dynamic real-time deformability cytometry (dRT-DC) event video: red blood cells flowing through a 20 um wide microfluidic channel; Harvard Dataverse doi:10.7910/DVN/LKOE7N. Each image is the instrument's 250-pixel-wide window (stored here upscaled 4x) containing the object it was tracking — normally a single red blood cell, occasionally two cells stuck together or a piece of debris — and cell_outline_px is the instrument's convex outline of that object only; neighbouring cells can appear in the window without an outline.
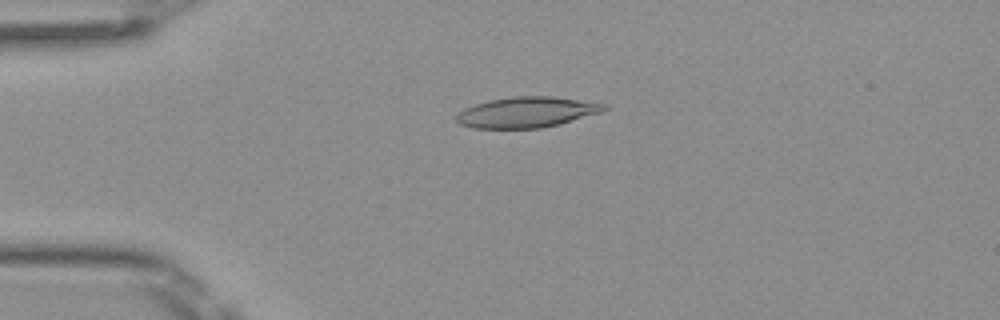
{"species": "Egyptian fruit bat (a non-hibernating species)", "species_latin": "Rousettus aegyptiacus", "temperature_condition": "room temperature", "stored_images_in_passage": 50, "camera_frame_rate_fps": 3000, "um_per_image_px": 0.085, "frame": {"image": 1, "passage_image": 12, "time_ms": 3.667, "image_size_px": [1000, 320], "cell_outline_px": [[608, 108], [600, 112], [560, 124], [540, 128], [472, 128], [460, 124], [456, 120], [456, 116], [464, 108], [488, 100], [516, 96], [552, 96], [608, 104]], "centroid_in_image_um": [44.77, 9.53], "position_along_channel_um": 40.2, "area_um2": 26.24}}
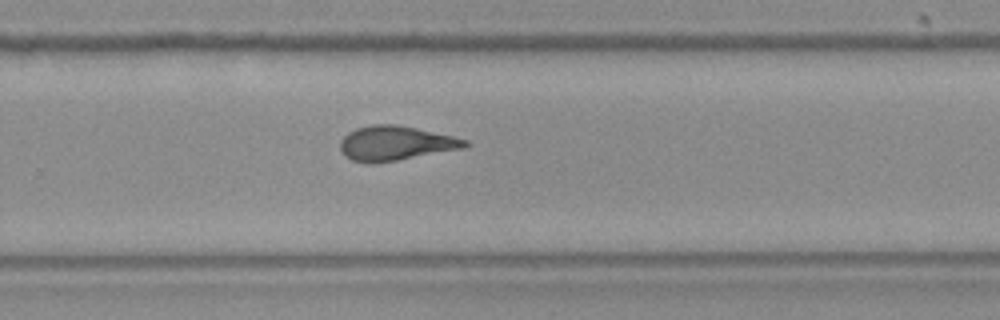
{"frame": {"image": 2, "passage_image": 33, "time_ms": 10.667, "image_size_px": [1000, 320], "cell_outline_px": [[468, 144], [464, 148], [396, 160], [372, 164], [352, 160], [344, 156], [340, 148], [340, 140], [348, 132], [356, 128], [372, 124], [392, 124], [416, 128], [452, 136], [468, 140]], "centroid_in_image_um": [33.57, 12.17], "position_along_channel_um": 296.2, "area_um2": 24.91}}
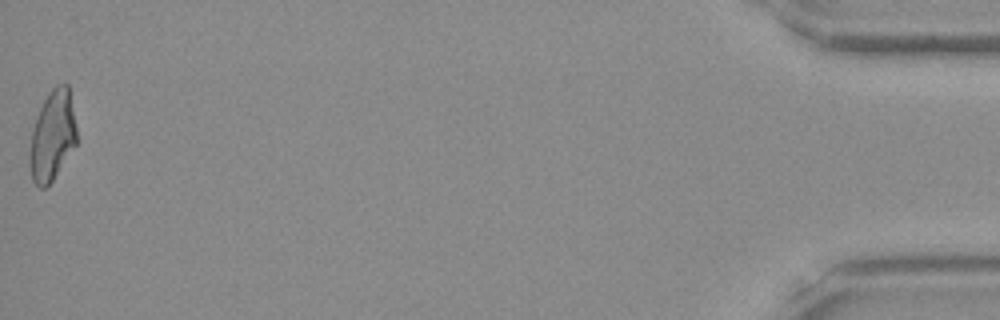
{"frame": {"image": 3, "passage_image": 50, "time_ms": 16.333, "image_size_px": [1000, 320], "cell_outline_px": [[76, 144], [52, 180], [44, 188], [40, 188], [32, 180], [28, 164], [28, 156], [32, 128], [36, 116], [48, 92], [56, 84], [68, 84], [76, 128]], "centroid_in_image_um": [4.41, 11.54], "position_along_channel_um": 430.8, "area_um2": 24.62}, "authors_computed_cell_mechanics": {"area_um2": 24.9407, "velocity_mm_per_s": 4.0663, "shape_relaxation_time_tau1_ms": 9.2255, "shape_relaxation_time_tau2_ms": 2.2766, "deformation_change_tau1": 0.259, "deformation_change_tau2": 0.1133}}